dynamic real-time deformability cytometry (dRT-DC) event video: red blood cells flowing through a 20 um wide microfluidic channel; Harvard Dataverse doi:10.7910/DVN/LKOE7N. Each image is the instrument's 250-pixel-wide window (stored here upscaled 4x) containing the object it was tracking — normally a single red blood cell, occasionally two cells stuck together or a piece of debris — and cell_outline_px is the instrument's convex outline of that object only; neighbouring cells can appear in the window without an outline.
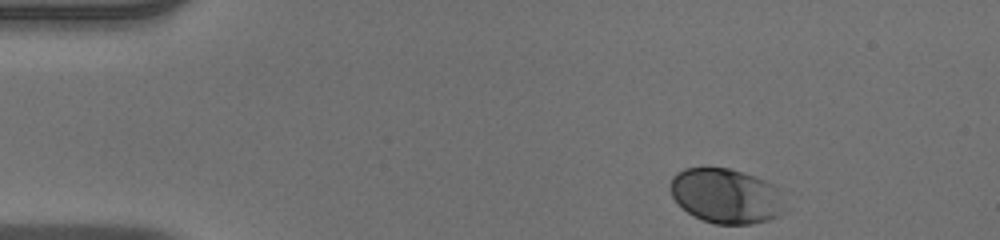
{"species": "human", "species_latin": "Homo sapiens", "temperature_condition": "warm", "stored_images_in_passage": 41, "camera_frame_rate_fps": 3000, "um_per_image_px": 0.085, "donor": {"sex": "male"}, "frame": {"image": 1, "passage_image": 1, "time_ms": 0.0, "image_size_px": [1000, 240], "cell_outline_px": [[784, 212], [768, 220], [752, 224], [716, 224], [704, 220], [688, 212], [672, 196], [668, 188], [672, 176], [676, 172], [684, 168], [728, 168], [744, 172], [756, 176], [772, 184], [776, 188]], "centroid_in_image_um": [61.66, 16.64], "position_along_channel_um": 23.3, "area_um2": 36.24}}
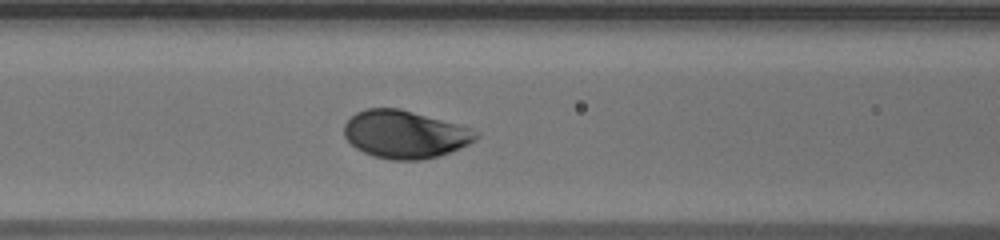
{"frame": {"image": 2, "passage_image": 16, "time_ms": 5.0, "image_size_px": [1000, 240], "cell_outline_px": [[480, 136], [476, 140], [460, 148], [440, 156], [420, 160], [392, 160], [372, 156], [356, 148], [344, 136], [344, 124], [356, 112], [368, 108], [400, 108], [472, 128]], "centroid_in_image_um": [34.42, 11.42], "position_along_channel_um": 132.2, "area_um2": 36.76}}
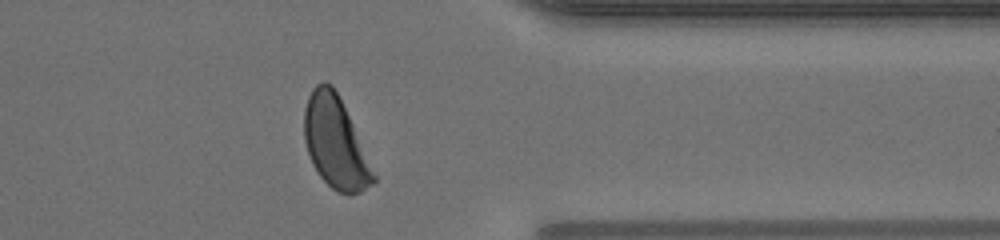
{"frame": {"image": 3, "passage_image": 36, "time_ms": 11.667, "image_size_px": [1000, 240], "cell_outline_px": [[376, 180], [372, 184], [360, 192], [348, 196], [332, 188], [320, 176], [312, 164], [304, 140], [304, 108], [308, 96], [312, 88], [316, 84], [324, 80], [332, 84], [352, 124], [376, 176]], "centroid_in_image_um": [28.47, 12.12], "position_along_channel_um": 382.9, "area_um2": 36.36}, "authors_computed_cell_mechanics": {"area_um2": 36.5874, "velocity_mm_per_s": 3.9071, "shape_relaxation_time_tau1_ms": 1.6538, "shape_relaxation_time_tau2_ms": null, "deformation_change_tau1": 0.1272, "deformation_change_tau2": null}}